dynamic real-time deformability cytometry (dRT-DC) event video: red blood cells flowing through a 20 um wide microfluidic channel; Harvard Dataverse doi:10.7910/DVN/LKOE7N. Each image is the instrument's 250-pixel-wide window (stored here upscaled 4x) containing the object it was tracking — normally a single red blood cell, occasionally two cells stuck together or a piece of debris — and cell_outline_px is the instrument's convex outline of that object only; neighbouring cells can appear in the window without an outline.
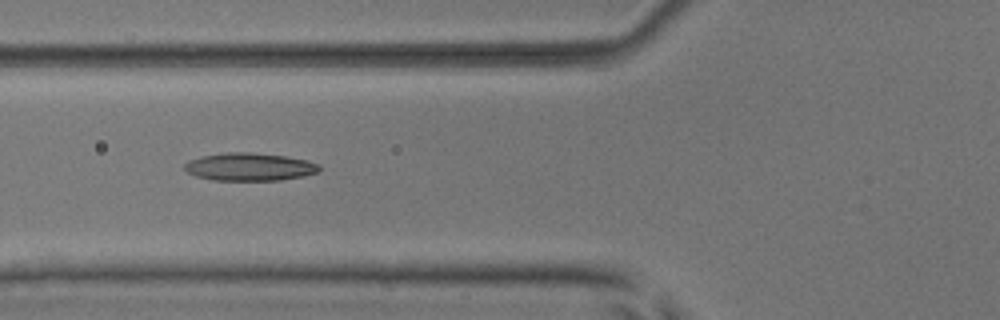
{"species": "common noctule bat (a hibernating species)", "species_latin": "Nyctalus noctula", "temperature_condition": "room temperature", "stored_images_in_passage": 8, "camera_frame_rate_fps": 3000, "um_per_image_px": 0.085, "animal": {"sex": "male", "body_mass_g": 17.9, "forearm_length_mm": 54.2}, "frame": {"image": 1, "passage_image": 6, "time_ms": 5.667, "image_size_px": [1000, 320], "cell_outline_px": [[320, 168], [316, 172], [304, 176], [280, 180], [212, 180], [196, 176], [188, 172], [184, 168], [184, 164], [188, 160], [200, 156], [228, 152], [248, 152], [284, 156], [308, 160], [320, 164]], "centroid_in_image_um": [21.19, 14.18], "position_along_channel_um": 104.6, "area_um2": 21.85}}
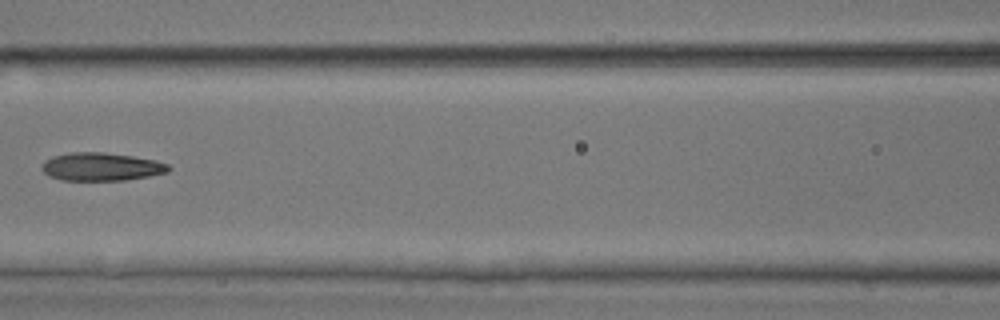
{"frame": {"image": 2, "passage_image": 7, "time_ms": 7.0, "image_size_px": [1000, 320], "cell_outline_px": [[168, 172], [148, 176], [124, 180], [60, 180], [48, 176], [40, 168], [44, 160], [52, 156], [68, 152], [104, 152], [132, 156], [156, 160], [168, 164]], "centroid_in_image_um": [8.54, 14.16], "position_along_channel_um": 158.1, "area_um2": 20.81}}
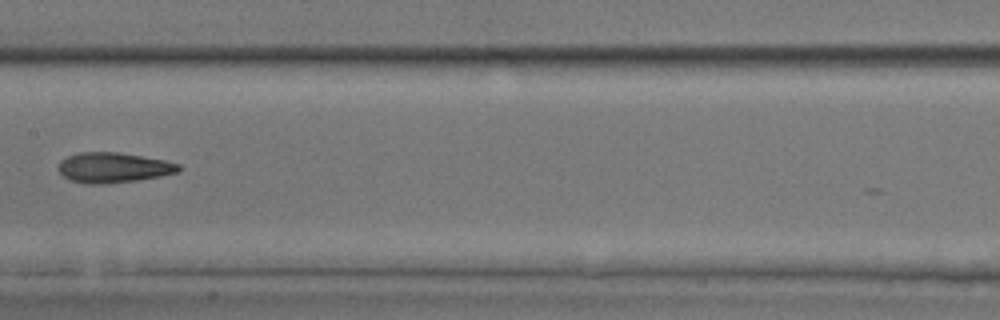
{"frame": {"image": 3, "passage_image": 8, "time_ms": 8.0, "image_size_px": [1000, 320], "cell_outline_px": [[180, 172], [160, 176], [136, 180], [104, 184], [88, 184], [72, 180], [64, 176], [56, 168], [60, 160], [76, 152], [120, 152], [164, 160], [180, 164]], "centroid_in_image_um": [9.62, 14.23], "position_along_channel_um": 197.8, "area_um2": 21.21}}